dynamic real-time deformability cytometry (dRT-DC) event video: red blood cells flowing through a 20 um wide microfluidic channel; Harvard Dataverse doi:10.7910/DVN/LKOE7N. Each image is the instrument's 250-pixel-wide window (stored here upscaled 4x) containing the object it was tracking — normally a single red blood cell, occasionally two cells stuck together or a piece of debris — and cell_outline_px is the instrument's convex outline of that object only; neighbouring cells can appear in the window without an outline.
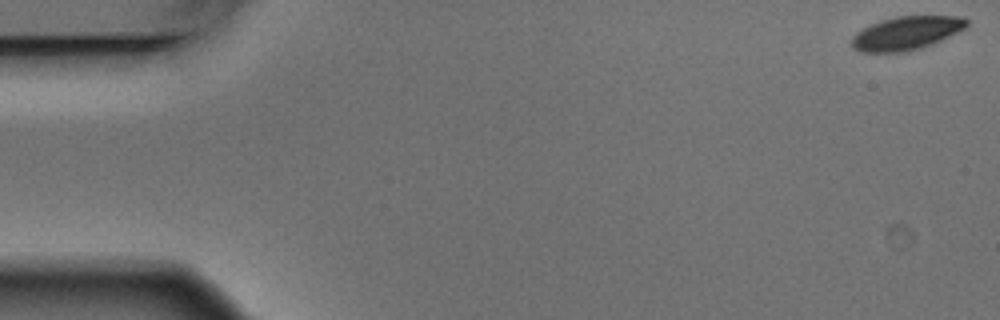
{"species": "Egyptian fruit bat (a non-hibernating species)", "species_latin": "Rousettus aegyptiacus", "temperature_condition": "warm", "stored_images_in_passage": 5, "camera_frame_rate_fps": 3000, "um_per_image_px": 0.085, "animal": {"sex": "male"}, "frame": {"image": 1, "passage_image": 1, "time_ms": 0.0, "image_size_px": [1000, 320], "cell_outline_px": [[968, 24], [964, 28], [932, 44], [920, 48], [900, 52], [860, 52], [852, 44], [852, 36], [856, 32], [872, 24], [896, 16], [964, 16], [968, 20]], "centroid_in_image_um": [77.05, 2.81], "position_along_channel_um": 7.9, "area_um2": 22.02}}
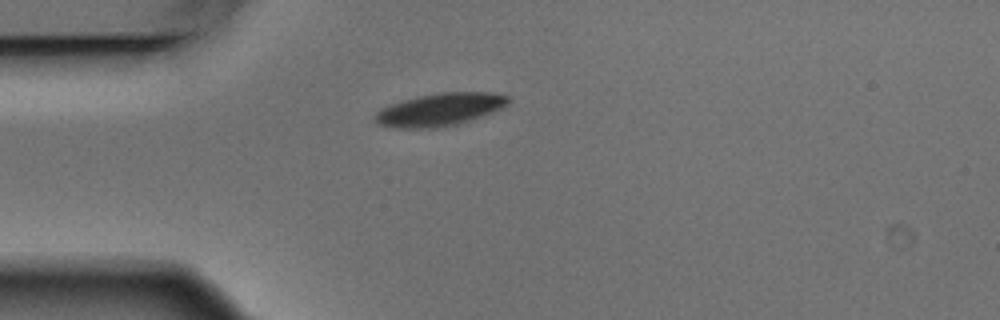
{"frame": {"image": 2, "passage_image": 5, "time_ms": 1.333, "image_size_px": [1000, 320], "cell_outline_px": [[512, 100], [508, 104], [484, 116], [456, 124], [436, 128], [396, 128], [376, 124], [372, 116], [380, 108], [404, 100], [420, 96], [440, 92], [492, 92], [508, 96]], "centroid_in_image_um": [37.37, 9.31], "position_along_channel_um": 47.6, "area_um2": 25.49}}